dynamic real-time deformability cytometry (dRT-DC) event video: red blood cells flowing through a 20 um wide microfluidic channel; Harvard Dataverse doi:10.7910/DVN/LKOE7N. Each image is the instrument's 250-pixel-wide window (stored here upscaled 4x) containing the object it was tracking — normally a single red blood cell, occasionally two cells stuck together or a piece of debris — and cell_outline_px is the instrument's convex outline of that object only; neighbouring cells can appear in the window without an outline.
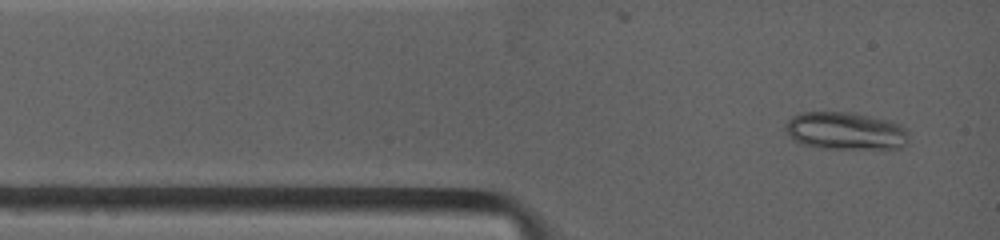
{"species": "common noctule bat (a hibernating species)", "species_latin": "Nyctalus noctula", "temperature_condition": "warm", "stored_images_in_passage": 3, "camera_frame_rate_fps": 4500, "um_per_image_px": 0.085, "animal": {"sex": "female", "body_mass_g": 19.0, "forearm_length_mm": 53.3}, "frame": {"image": 1, "passage_image": 1, "time_ms": 0.0, "image_size_px": [1000, 240], "cell_outline_px": [[908, 140], [900, 148], [820, 148], [800, 144], [784, 128], [784, 124], [792, 116], [804, 112], [844, 112], [888, 120], [900, 124], [908, 132]], "centroid_in_image_um": [71.85, 11.13], "position_along_channel_um": 13.2, "area_um2": 26.65}}